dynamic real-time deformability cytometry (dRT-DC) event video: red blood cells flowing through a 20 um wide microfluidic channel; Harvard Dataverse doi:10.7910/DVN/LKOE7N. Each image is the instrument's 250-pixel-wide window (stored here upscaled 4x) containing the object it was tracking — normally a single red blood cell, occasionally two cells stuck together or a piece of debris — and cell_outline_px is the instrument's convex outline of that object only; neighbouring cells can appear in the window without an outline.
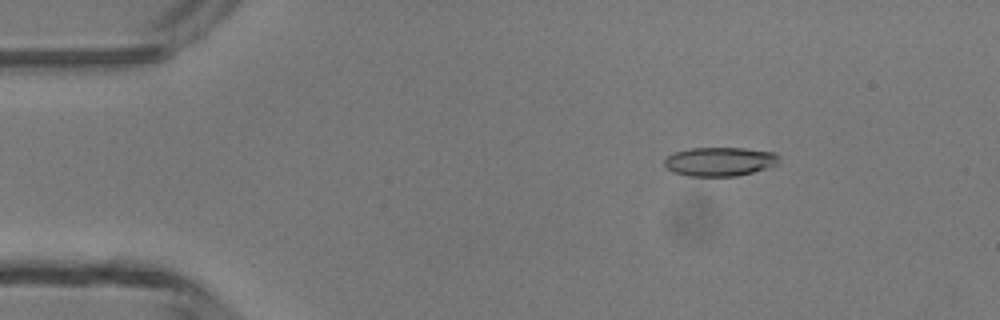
{"species": "common noctule bat (a hibernating species)", "species_latin": "Nyctalus noctula", "temperature_condition": "room temperature", "stored_images_in_passage": 2, "camera_frame_rate_fps": 3000, "um_per_image_px": 0.085, "animal": {"sex": "male", "body_mass_g": 13.3}, "frame": {"image": 1, "passage_image": 1, "time_ms": 0.0, "image_size_px": [1000, 320], "cell_outline_px": [[780, 164], [768, 168], [736, 176], [688, 176], [672, 172], [664, 164], [664, 160], [668, 156], [676, 152], [692, 148], [744, 148], [776, 152], [780, 156]], "centroid_in_image_um": [61.24, 13.73], "position_along_channel_um": 23.8, "area_um2": 19.48}}